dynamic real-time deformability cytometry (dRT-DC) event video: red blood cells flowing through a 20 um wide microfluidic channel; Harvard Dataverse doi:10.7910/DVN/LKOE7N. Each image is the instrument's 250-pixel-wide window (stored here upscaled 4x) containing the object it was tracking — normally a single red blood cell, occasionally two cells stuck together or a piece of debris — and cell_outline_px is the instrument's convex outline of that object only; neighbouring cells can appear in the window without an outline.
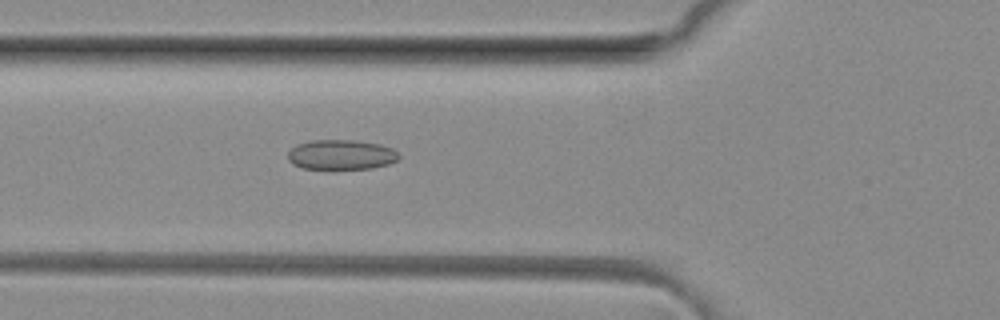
{"species": "common noctule bat (a hibernating species)", "species_latin": "Nyctalus noctula", "temperature_condition": "room temperature", "stored_images_in_passage": 48, "camera_frame_rate_fps": 3000, "um_per_image_px": 0.085, "animal": {"sex": "female", "body_mass_g": 29.2, "forearm_length_mm": 56.3}, "frame": {"image": 1, "passage_image": 18, "time_ms": 5.667, "image_size_px": [1000, 320], "cell_outline_px": [[400, 156], [396, 160], [388, 164], [372, 168], [300, 168], [292, 164], [288, 160], [288, 152], [296, 144], [312, 140], [352, 140], [380, 144], [392, 148]], "centroid_in_image_um": [28.97, 13.14], "position_along_channel_um": 96.8, "area_um2": 19.19}}
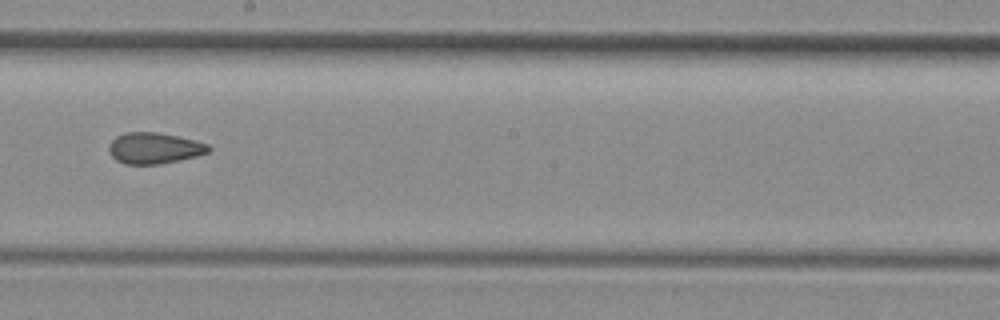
{"frame": {"image": 2, "passage_image": 28, "time_ms": 9.0, "image_size_px": [1000, 320], "cell_outline_px": [[212, 148], [208, 152], [196, 156], [160, 164], [124, 164], [116, 160], [108, 152], [108, 144], [116, 136], [128, 132], [156, 132], [196, 140], [208, 144]], "centroid_in_image_um": [13.09, 12.59], "position_along_channel_um": 235.1, "area_um2": 18.09}}
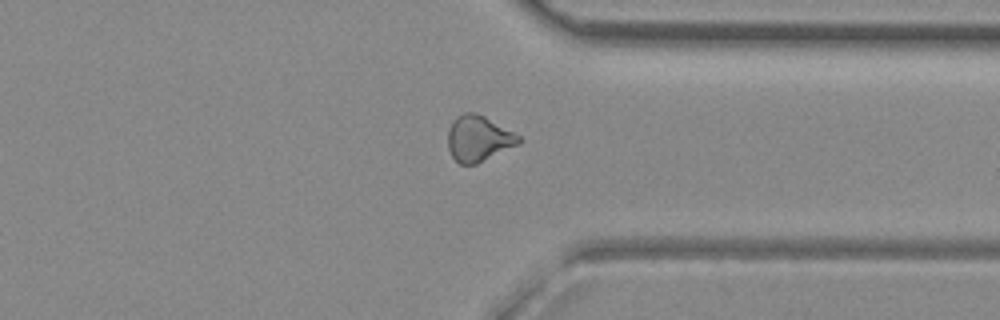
{"frame": {"image": 3, "passage_image": 38, "time_ms": 12.333, "image_size_px": [1000, 320], "cell_outline_px": [[520, 144], [476, 164], [460, 164], [452, 156], [448, 148], [448, 128], [452, 120], [456, 116], [464, 112], [476, 112], [484, 116], [520, 136]], "centroid_in_image_um": [40.65, 11.76], "position_along_channel_um": 370.8, "area_um2": 18.9}, "authors_computed_cell_mechanics": {"area_um2": 18.8139, "velocity_mm_per_s": 4.1448, "shape_relaxation_time_tau1_ms": null, "shape_relaxation_time_tau2_ms": 3.0676, "deformation_change_tau1": null, "deformation_change_tau2": 0.0995}}